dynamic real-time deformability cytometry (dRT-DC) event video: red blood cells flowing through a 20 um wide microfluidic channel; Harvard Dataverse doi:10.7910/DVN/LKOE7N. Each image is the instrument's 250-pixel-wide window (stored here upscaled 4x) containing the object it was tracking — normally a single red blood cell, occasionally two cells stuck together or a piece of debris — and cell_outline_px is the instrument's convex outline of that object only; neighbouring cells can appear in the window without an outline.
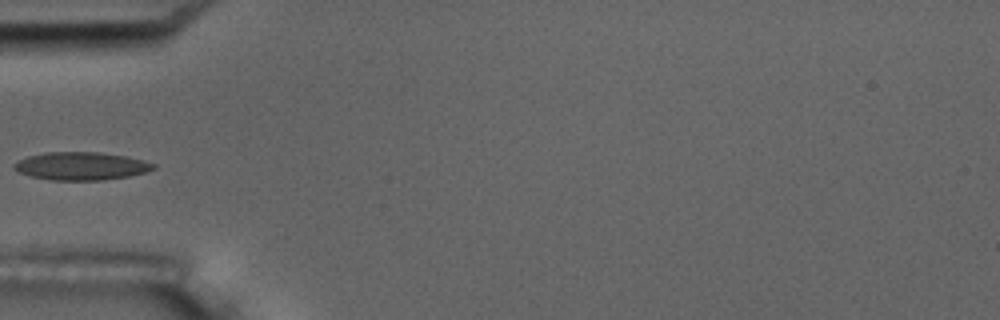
{"species": "common noctule bat (a hibernating species)", "species_latin": "Nyctalus noctula", "temperature_condition": "room temperature", "stored_images_in_passage": 5, "camera_frame_rate_fps": 3000, "um_per_image_px": 0.085, "animal": {"sex": "male", "body_mass_g": 17.5, "forearm_length_mm": 52.3}, "frame": {"image": 1, "passage_image": 5, "time_ms": 4.333, "image_size_px": [1000, 320], "cell_outline_px": [[156, 168], [144, 172], [128, 176], [100, 180], [48, 180], [32, 176], [20, 172], [12, 168], [12, 164], [28, 156], [44, 152], [100, 152], [124, 156], [156, 164]], "centroid_in_image_um": [6.86, 14.11], "position_along_channel_um": 78.1, "area_um2": 22.48}}